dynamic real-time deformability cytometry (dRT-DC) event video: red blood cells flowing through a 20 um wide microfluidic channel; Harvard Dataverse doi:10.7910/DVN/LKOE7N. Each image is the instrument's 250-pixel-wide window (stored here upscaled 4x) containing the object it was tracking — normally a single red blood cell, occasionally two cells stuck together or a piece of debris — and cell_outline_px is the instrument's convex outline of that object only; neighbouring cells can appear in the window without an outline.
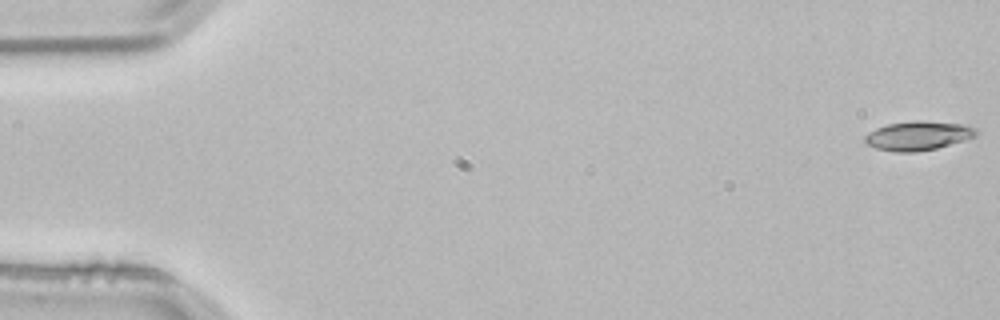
{"species": "common noctule bat (a hibernating species)", "species_latin": "Nyctalus noctula", "temperature_condition": "room temperature", "stored_images_in_passage": 4, "camera_frame_rate_fps": 3000, "um_per_image_px": 0.085, "animal": {"sex": "male", "body_mass_g": 21.5, "forearm_length_mm": 52.0}, "frame": {"image": 1, "passage_image": 1, "time_ms": 0.0, "image_size_px": [1000, 320], "cell_outline_px": [[980, 132], [976, 136], [964, 140], [936, 148], [916, 152], [896, 152], [876, 148], [868, 144], [864, 140], [864, 136], [868, 132], [876, 128], [888, 124], [916, 120], [920, 120], [964, 124], [976, 128]], "centroid_in_image_um": [78.06, 11.53], "position_along_channel_um": 6.9, "area_um2": 18.9}}
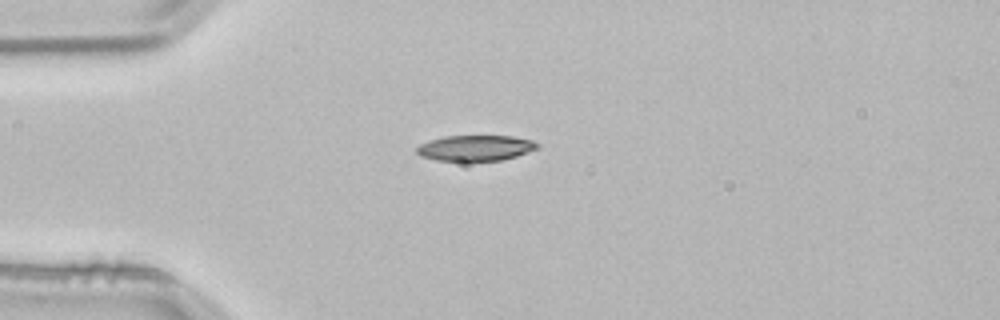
{"frame": {"image": 2, "passage_image": 3, "time_ms": 0.667, "image_size_px": [1000, 320], "cell_outline_px": [[540, 148], [516, 156], [500, 160], [436, 160], [420, 156], [416, 152], [416, 148], [420, 144], [444, 136], [512, 136], [532, 140], [540, 144]], "centroid_in_image_um": [40.44, 12.57], "position_along_channel_um": 44.6, "area_um2": 17.86}}
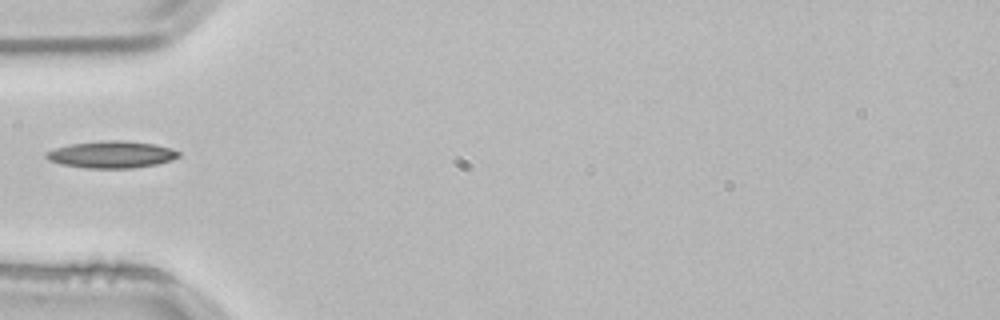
{"frame": {"image": 3, "passage_image": 4, "time_ms": 1.0, "image_size_px": [1000, 320], "cell_outline_px": [[180, 156], [172, 160], [156, 164], [132, 168], [84, 168], [64, 164], [48, 160], [44, 156], [44, 152], [56, 148], [72, 144], [104, 140], [124, 140], [156, 144], [172, 148], [180, 152]], "centroid_in_image_um": [9.51, 13.13], "position_along_channel_um": 75.5, "area_um2": 20.87}}